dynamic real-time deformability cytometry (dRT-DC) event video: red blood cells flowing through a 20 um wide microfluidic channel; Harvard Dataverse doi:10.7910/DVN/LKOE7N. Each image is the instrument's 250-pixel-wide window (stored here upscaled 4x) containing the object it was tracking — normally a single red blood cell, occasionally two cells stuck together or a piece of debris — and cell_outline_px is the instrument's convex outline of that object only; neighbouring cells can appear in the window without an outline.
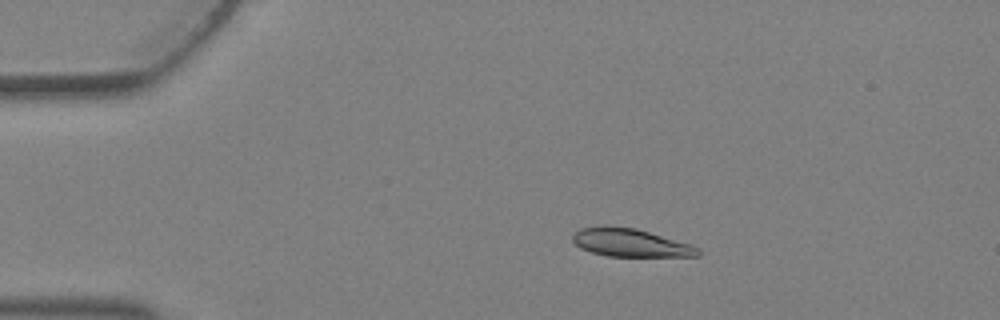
{"species": "Egyptian fruit bat (a non-hibernating species)", "species_latin": "Rousettus aegyptiacus", "temperature_condition": "warm", "stored_images_in_passage": 4, "camera_frame_rate_fps": 3000, "um_per_image_px": 0.085, "animal": {"sex": "female"}, "frame": {"image": 1, "passage_image": 3, "time_ms": 0.667, "image_size_px": [1000, 320], "cell_outline_px": [[700, 256], [608, 256], [592, 252], [580, 248], [572, 240], [572, 236], [580, 228], [636, 228], [692, 244], [700, 248]], "centroid_in_image_um": [53.67, 20.66], "position_along_channel_um": 31.3, "area_um2": 19.94}}